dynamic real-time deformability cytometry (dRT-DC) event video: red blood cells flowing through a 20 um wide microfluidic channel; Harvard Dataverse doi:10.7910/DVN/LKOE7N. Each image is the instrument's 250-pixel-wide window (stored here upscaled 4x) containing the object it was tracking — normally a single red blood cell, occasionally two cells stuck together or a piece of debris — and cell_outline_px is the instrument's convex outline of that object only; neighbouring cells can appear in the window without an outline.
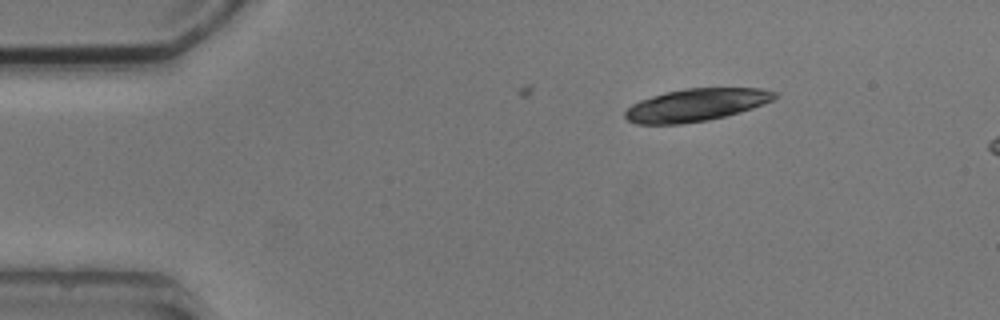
{"species": "common noctule bat (a hibernating species)", "species_latin": "Nyctalus noctula", "temperature_condition": "cold", "stored_images_in_passage": 3, "camera_frame_rate_fps": 3000, "um_per_image_px": 0.085, "animal": {"sex": "male", "body_mass_g": 20.5, "forearm_length_mm": 52.5}, "frame": {"image": 1, "passage_image": 1, "time_ms": 0.0, "image_size_px": [1000, 320], "cell_outline_px": [[780, 92], [772, 100], [752, 108], [740, 112], [708, 120], [680, 124], [636, 124], [628, 120], [624, 116], [624, 112], [632, 104], [640, 100], [664, 92], [684, 88], [760, 88]], "centroid_in_image_um": [59.15, 8.91], "position_along_channel_um": 25.8, "area_um2": 28.38}}